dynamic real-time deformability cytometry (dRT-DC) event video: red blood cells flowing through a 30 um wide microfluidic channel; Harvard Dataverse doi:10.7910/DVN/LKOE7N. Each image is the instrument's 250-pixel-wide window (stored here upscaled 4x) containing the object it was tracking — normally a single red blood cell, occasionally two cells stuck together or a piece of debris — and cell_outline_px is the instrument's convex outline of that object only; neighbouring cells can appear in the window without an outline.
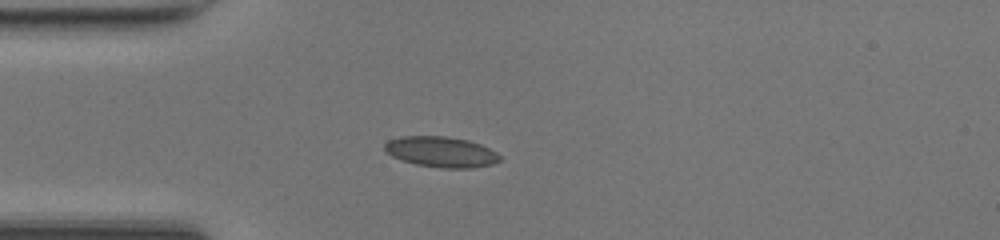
{"species": "common noctule bat (a hibernating species)", "species_latin": "Nyctalus noctula", "temperature_condition": "room temperature", "stored_images_in_passage": 37, "camera_frame_rate_fps": 3000, "um_per_image_px": 0.085, "animal": {"sex": "female", "body_mass_g": 17.0, "forearm_length_mm": 48.0}, "frame": {"image": 1, "passage_image": 1, "time_ms": 0.0, "image_size_px": [1000, 240], "cell_outline_px": [[500, 160], [492, 164], [472, 168], [440, 168], [416, 164], [400, 160], [392, 156], [384, 148], [384, 144], [388, 140], [400, 136], [448, 136], [468, 140], [480, 144], [496, 152], [500, 156]], "centroid_in_image_um": [37.48, 12.91], "position_along_channel_um": 47.5, "area_um2": 20.58}}
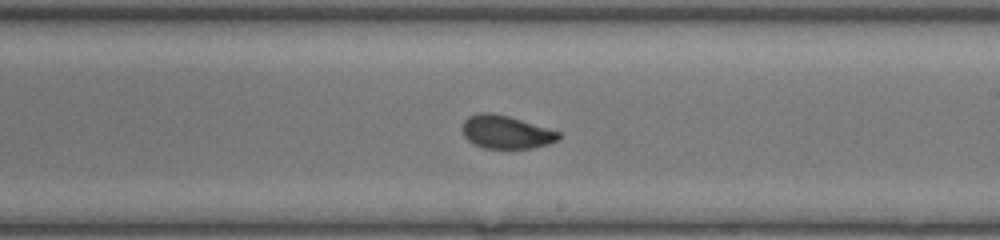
{"frame": {"image": 2, "passage_image": 16, "time_ms": 5.0, "image_size_px": [1000, 240], "cell_outline_px": [[560, 140], [548, 144], [532, 148], [484, 148], [468, 140], [464, 136], [460, 128], [464, 120], [468, 116], [480, 112], [492, 112], [508, 116], [560, 132]], "centroid_in_image_um": [42.98, 11.22], "position_along_channel_um": 246.0, "area_um2": 18.61}}
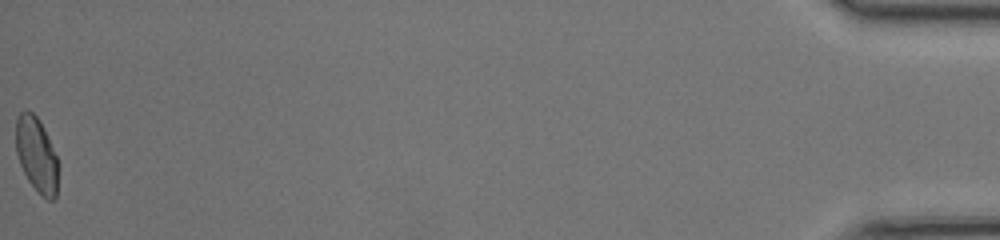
{"frame": {"image": 3, "passage_image": 37, "time_ms": 12.0, "image_size_px": [1000, 240], "cell_outline_px": [[60, 164], [56, 196], [52, 200], [48, 200], [28, 180], [20, 164], [16, 152], [16, 116], [24, 108], [32, 112], [40, 120], [44, 128]], "centroid_in_image_um": [3.12, 13.11], "position_along_channel_um": 432.1, "area_um2": 18.67}, "authors_computed_cell_mechanics": {"area_um2": 18.7272, "velocity_mm_per_s": 4.2342, "shape_relaxation_time_tau1_ms": 7.8275, "shape_relaxation_time_tau2_ms": 0.6792, "deformation_change_tau1": 0.1768, "deformation_change_tau2": 0.0573}}